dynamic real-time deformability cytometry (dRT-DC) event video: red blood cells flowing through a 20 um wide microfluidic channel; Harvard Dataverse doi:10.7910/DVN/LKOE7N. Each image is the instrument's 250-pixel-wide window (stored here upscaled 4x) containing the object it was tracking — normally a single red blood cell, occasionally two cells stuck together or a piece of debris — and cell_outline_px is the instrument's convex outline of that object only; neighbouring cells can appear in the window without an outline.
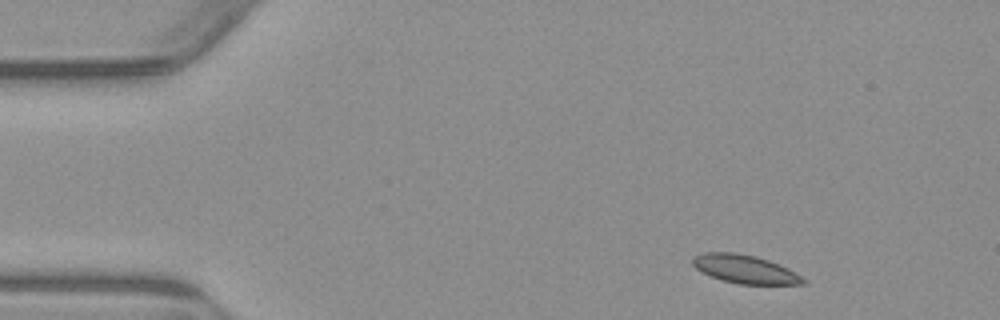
{"species": "common noctule bat (a hibernating species)", "species_latin": "Nyctalus noctula", "temperature_condition": "warm", "stored_images_in_passage": 3, "camera_frame_rate_fps": 3000, "um_per_image_px": 0.085, "animal": {"sex": "male", "body_mass_g": 23.1, "forearm_length_mm": 52.7}, "frame": {"image": 1, "passage_image": 1, "time_ms": 0.0, "image_size_px": [1000, 320], "cell_outline_px": [[808, 284], [740, 284], [724, 280], [712, 276], [696, 268], [692, 264], [692, 256], [704, 252], [732, 252], [756, 256], [768, 260], [788, 268], [808, 280]], "centroid_in_image_um": [63.35, 22.87], "position_along_channel_um": 21.7, "area_um2": 18.21}}